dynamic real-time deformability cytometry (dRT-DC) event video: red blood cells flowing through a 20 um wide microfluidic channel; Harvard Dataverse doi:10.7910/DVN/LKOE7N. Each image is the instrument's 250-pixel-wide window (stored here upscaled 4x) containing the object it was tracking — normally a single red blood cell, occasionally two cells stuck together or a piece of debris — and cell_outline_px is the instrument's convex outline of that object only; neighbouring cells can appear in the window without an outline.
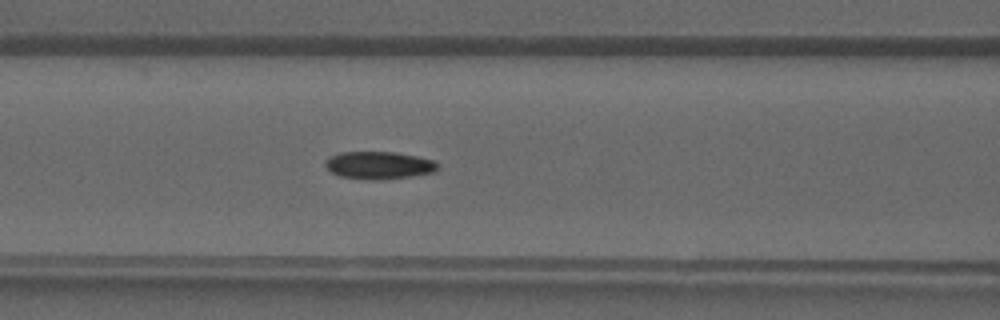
{"species": "common noctule bat (a hibernating species)", "species_latin": "Nyctalus noctula", "temperature_condition": "warm", "stored_images_in_passage": 42, "camera_frame_rate_fps": 3000, "um_per_image_px": 0.085, "animal": {"sex": "male", "forearm_length_mm": 52.5}, "frame": {"image": 1, "passage_image": 18, "time_ms": 5.667, "image_size_px": [1000, 320], "cell_outline_px": [[440, 168], [436, 172], [412, 176], [380, 180], [376, 180], [340, 176], [332, 172], [324, 164], [332, 156], [340, 152], [396, 152], [436, 160], [440, 164]], "centroid_in_image_um": [32.31, 14.04], "position_along_channel_um": 134.3, "area_um2": 18.09}}
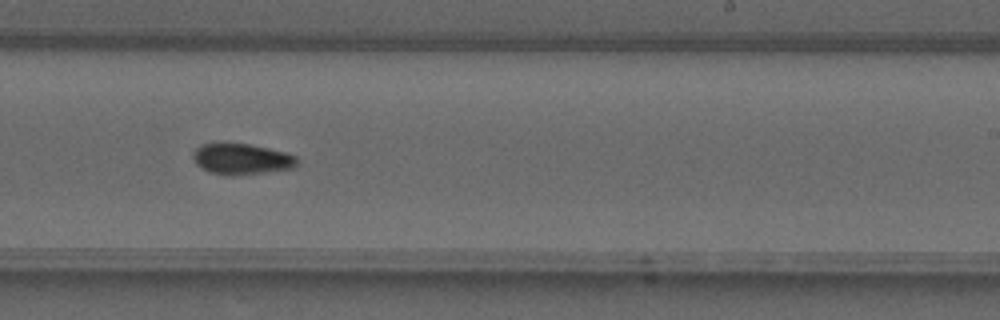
{"frame": {"image": 2, "passage_image": 26, "time_ms": 8.333, "image_size_px": [1000, 320], "cell_outline_px": [[296, 168], [232, 176], [228, 176], [208, 172], [200, 168], [196, 164], [192, 156], [192, 152], [200, 144], [248, 144], [268, 148], [284, 152], [296, 156]], "centroid_in_image_um": [20.49, 13.53], "position_along_channel_um": 268.5, "area_um2": 18.73}}
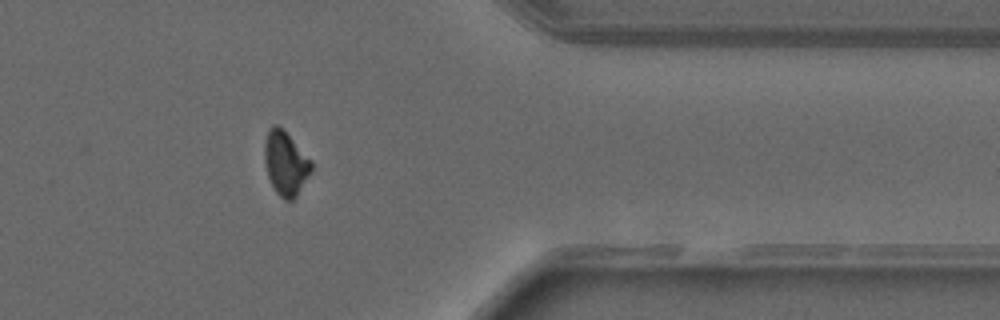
{"frame": {"image": 3, "passage_image": 34, "time_ms": 11.0, "image_size_px": [1000, 320], "cell_outline_px": [[312, 168], [308, 176], [296, 196], [292, 200], [284, 200], [276, 192], [268, 176], [264, 160], [264, 140], [272, 124], [276, 124], [284, 128], [312, 160]], "centroid_in_image_um": [24.27, 13.82], "position_along_channel_um": 387.1, "area_um2": 17.57}}